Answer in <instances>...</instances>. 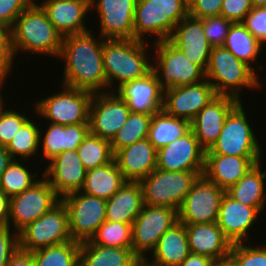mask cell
<instances>
[{
  "label": "cell",
  "mask_w": 266,
  "mask_h": 266,
  "mask_svg": "<svg viewBox=\"0 0 266 266\" xmlns=\"http://www.w3.org/2000/svg\"><path fill=\"white\" fill-rule=\"evenodd\" d=\"M178 222L177 210L144 204L132 224V250L139 258L152 252L162 235Z\"/></svg>",
  "instance_id": "obj_14"
},
{
  "label": "cell",
  "mask_w": 266,
  "mask_h": 266,
  "mask_svg": "<svg viewBox=\"0 0 266 266\" xmlns=\"http://www.w3.org/2000/svg\"><path fill=\"white\" fill-rule=\"evenodd\" d=\"M10 197L0 190V226H7L9 218Z\"/></svg>",
  "instance_id": "obj_53"
},
{
  "label": "cell",
  "mask_w": 266,
  "mask_h": 266,
  "mask_svg": "<svg viewBox=\"0 0 266 266\" xmlns=\"http://www.w3.org/2000/svg\"><path fill=\"white\" fill-rule=\"evenodd\" d=\"M222 2L223 0H190L188 15L197 19L221 16Z\"/></svg>",
  "instance_id": "obj_48"
},
{
  "label": "cell",
  "mask_w": 266,
  "mask_h": 266,
  "mask_svg": "<svg viewBox=\"0 0 266 266\" xmlns=\"http://www.w3.org/2000/svg\"><path fill=\"white\" fill-rule=\"evenodd\" d=\"M6 266H35L33 254L18 250L8 261Z\"/></svg>",
  "instance_id": "obj_51"
},
{
  "label": "cell",
  "mask_w": 266,
  "mask_h": 266,
  "mask_svg": "<svg viewBox=\"0 0 266 266\" xmlns=\"http://www.w3.org/2000/svg\"><path fill=\"white\" fill-rule=\"evenodd\" d=\"M48 163L42 174L60 198L83 188L87 170L77 150L65 151Z\"/></svg>",
  "instance_id": "obj_20"
},
{
  "label": "cell",
  "mask_w": 266,
  "mask_h": 266,
  "mask_svg": "<svg viewBox=\"0 0 266 266\" xmlns=\"http://www.w3.org/2000/svg\"><path fill=\"white\" fill-rule=\"evenodd\" d=\"M36 122L29 118L7 144L6 149L13 159L21 158L26 163L39 153L40 129Z\"/></svg>",
  "instance_id": "obj_37"
},
{
  "label": "cell",
  "mask_w": 266,
  "mask_h": 266,
  "mask_svg": "<svg viewBox=\"0 0 266 266\" xmlns=\"http://www.w3.org/2000/svg\"><path fill=\"white\" fill-rule=\"evenodd\" d=\"M130 112L125 100L116 92L93 94L89 107L90 133L111 142Z\"/></svg>",
  "instance_id": "obj_15"
},
{
  "label": "cell",
  "mask_w": 266,
  "mask_h": 266,
  "mask_svg": "<svg viewBox=\"0 0 266 266\" xmlns=\"http://www.w3.org/2000/svg\"><path fill=\"white\" fill-rule=\"evenodd\" d=\"M5 82H6L5 79L0 78V108H2L4 106V101H3L4 97L2 96L1 88L3 89V86H5L3 84H6Z\"/></svg>",
  "instance_id": "obj_59"
},
{
  "label": "cell",
  "mask_w": 266,
  "mask_h": 266,
  "mask_svg": "<svg viewBox=\"0 0 266 266\" xmlns=\"http://www.w3.org/2000/svg\"><path fill=\"white\" fill-rule=\"evenodd\" d=\"M143 206L141 183L127 181L111 198L106 200V220L132 225Z\"/></svg>",
  "instance_id": "obj_30"
},
{
  "label": "cell",
  "mask_w": 266,
  "mask_h": 266,
  "mask_svg": "<svg viewBox=\"0 0 266 266\" xmlns=\"http://www.w3.org/2000/svg\"><path fill=\"white\" fill-rule=\"evenodd\" d=\"M116 162L90 169L86 172L85 182L81 192L103 199L111 198L125 183Z\"/></svg>",
  "instance_id": "obj_32"
},
{
  "label": "cell",
  "mask_w": 266,
  "mask_h": 266,
  "mask_svg": "<svg viewBox=\"0 0 266 266\" xmlns=\"http://www.w3.org/2000/svg\"><path fill=\"white\" fill-rule=\"evenodd\" d=\"M9 31L15 58L18 51L59 57L63 36L36 0L17 17Z\"/></svg>",
  "instance_id": "obj_2"
},
{
  "label": "cell",
  "mask_w": 266,
  "mask_h": 266,
  "mask_svg": "<svg viewBox=\"0 0 266 266\" xmlns=\"http://www.w3.org/2000/svg\"><path fill=\"white\" fill-rule=\"evenodd\" d=\"M261 214L255 207L246 206L230 197L226 192L221 200L217 224L224 236L231 242L247 243L248 231Z\"/></svg>",
  "instance_id": "obj_23"
},
{
  "label": "cell",
  "mask_w": 266,
  "mask_h": 266,
  "mask_svg": "<svg viewBox=\"0 0 266 266\" xmlns=\"http://www.w3.org/2000/svg\"><path fill=\"white\" fill-rule=\"evenodd\" d=\"M212 266H238V264L231 255H228L227 257L214 261Z\"/></svg>",
  "instance_id": "obj_55"
},
{
  "label": "cell",
  "mask_w": 266,
  "mask_h": 266,
  "mask_svg": "<svg viewBox=\"0 0 266 266\" xmlns=\"http://www.w3.org/2000/svg\"><path fill=\"white\" fill-rule=\"evenodd\" d=\"M42 177H38V181L27 190L10 197L7 226L12 228L11 225H13V229L17 233L60 201V197L55 193L48 180L44 176Z\"/></svg>",
  "instance_id": "obj_11"
},
{
  "label": "cell",
  "mask_w": 266,
  "mask_h": 266,
  "mask_svg": "<svg viewBox=\"0 0 266 266\" xmlns=\"http://www.w3.org/2000/svg\"><path fill=\"white\" fill-rule=\"evenodd\" d=\"M97 1V2H96ZM137 0H90L100 18L99 36L104 39H133Z\"/></svg>",
  "instance_id": "obj_16"
},
{
  "label": "cell",
  "mask_w": 266,
  "mask_h": 266,
  "mask_svg": "<svg viewBox=\"0 0 266 266\" xmlns=\"http://www.w3.org/2000/svg\"><path fill=\"white\" fill-rule=\"evenodd\" d=\"M13 158L7 151L6 146L0 145V178L2 173L6 170L9 164L12 162Z\"/></svg>",
  "instance_id": "obj_54"
},
{
  "label": "cell",
  "mask_w": 266,
  "mask_h": 266,
  "mask_svg": "<svg viewBox=\"0 0 266 266\" xmlns=\"http://www.w3.org/2000/svg\"><path fill=\"white\" fill-rule=\"evenodd\" d=\"M114 161L126 181L141 182L156 169L157 149L146 138L117 150Z\"/></svg>",
  "instance_id": "obj_25"
},
{
  "label": "cell",
  "mask_w": 266,
  "mask_h": 266,
  "mask_svg": "<svg viewBox=\"0 0 266 266\" xmlns=\"http://www.w3.org/2000/svg\"><path fill=\"white\" fill-rule=\"evenodd\" d=\"M215 260L208 256L190 253L178 266H212Z\"/></svg>",
  "instance_id": "obj_52"
},
{
  "label": "cell",
  "mask_w": 266,
  "mask_h": 266,
  "mask_svg": "<svg viewBox=\"0 0 266 266\" xmlns=\"http://www.w3.org/2000/svg\"><path fill=\"white\" fill-rule=\"evenodd\" d=\"M259 74L225 47H212L205 76L213 85L216 95L231 96L242 101L240 96L243 87L262 89Z\"/></svg>",
  "instance_id": "obj_4"
},
{
  "label": "cell",
  "mask_w": 266,
  "mask_h": 266,
  "mask_svg": "<svg viewBox=\"0 0 266 266\" xmlns=\"http://www.w3.org/2000/svg\"><path fill=\"white\" fill-rule=\"evenodd\" d=\"M216 96L213 85L206 79L193 85L164 90L163 109L173 117L190 122Z\"/></svg>",
  "instance_id": "obj_18"
},
{
  "label": "cell",
  "mask_w": 266,
  "mask_h": 266,
  "mask_svg": "<svg viewBox=\"0 0 266 266\" xmlns=\"http://www.w3.org/2000/svg\"><path fill=\"white\" fill-rule=\"evenodd\" d=\"M0 108V145L7 146L21 126L29 119L17 109Z\"/></svg>",
  "instance_id": "obj_43"
},
{
  "label": "cell",
  "mask_w": 266,
  "mask_h": 266,
  "mask_svg": "<svg viewBox=\"0 0 266 266\" xmlns=\"http://www.w3.org/2000/svg\"><path fill=\"white\" fill-rule=\"evenodd\" d=\"M14 53L11 43H0V78L7 79L12 71Z\"/></svg>",
  "instance_id": "obj_50"
},
{
  "label": "cell",
  "mask_w": 266,
  "mask_h": 266,
  "mask_svg": "<svg viewBox=\"0 0 266 266\" xmlns=\"http://www.w3.org/2000/svg\"><path fill=\"white\" fill-rule=\"evenodd\" d=\"M60 200L67 209L69 232L74 241L90 240L106 220V199L76 191Z\"/></svg>",
  "instance_id": "obj_12"
},
{
  "label": "cell",
  "mask_w": 266,
  "mask_h": 266,
  "mask_svg": "<svg viewBox=\"0 0 266 266\" xmlns=\"http://www.w3.org/2000/svg\"><path fill=\"white\" fill-rule=\"evenodd\" d=\"M261 161V157L205 154L203 175L219 188L227 191Z\"/></svg>",
  "instance_id": "obj_26"
},
{
  "label": "cell",
  "mask_w": 266,
  "mask_h": 266,
  "mask_svg": "<svg viewBox=\"0 0 266 266\" xmlns=\"http://www.w3.org/2000/svg\"><path fill=\"white\" fill-rule=\"evenodd\" d=\"M190 251L219 260L230 255L231 242L224 236L217 222L185 225Z\"/></svg>",
  "instance_id": "obj_28"
},
{
  "label": "cell",
  "mask_w": 266,
  "mask_h": 266,
  "mask_svg": "<svg viewBox=\"0 0 266 266\" xmlns=\"http://www.w3.org/2000/svg\"><path fill=\"white\" fill-rule=\"evenodd\" d=\"M190 130L189 120L173 117L161 109L152 116L148 140L158 150L183 137Z\"/></svg>",
  "instance_id": "obj_34"
},
{
  "label": "cell",
  "mask_w": 266,
  "mask_h": 266,
  "mask_svg": "<svg viewBox=\"0 0 266 266\" xmlns=\"http://www.w3.org/2000/svg\"><path fill=\"white\" fill-rule=\"evenodd\" d=\"M204 34L212 47L223 46L233 22L223 16L202 18Z\"/></svg>",
  "instance_id": "obj_44"
},
{
  "label": "cell",
  "mask_w": 266,
  "mask_h": 266,
  "mask_svg": "<svg viewBox=\"0 0 266 266\" xmlns=\"http://www.w3.org/2000/svg\"><path fill=\"white\" fill-rule=\"evenodd\" d=\"M48 124L49 125L46 124L48 127L45 132L40 130L42 156L43 159L48 160V162L65 151L77 150L90 132L89 123L73 125Z\"/></svg>",
  "instance_id": "obj_27"
},
{
  "label": "cell",
  "mask_w": 266,
  "mask_h": 266,
  "mask_svg": "<svg viewBox=\"0 0 266 266\" xmlns=\"http://www.w3.org/2000/svg\"><path fill=\"white\" fill-rule=\"evenodd\" d=\"M77 153L87 171L106 165L114 160L111 142L90 132L77 148Z\"/></svg>",
  "instance_id": "obj_38"
},
{
  "label": "cell",
  "mask_w": 266,
  "mask_h": 266,
  "mask_svg": "<svg viewBox=\"0 0 266 266\" xmlns=\"http://www.w3.org/2000/svg\"><path fill=\"white\" fill-rule=\"evenodd\" d=\"M21 163L19 159H13L0 178V190L9 197L22 193L38 181V174H32L29 171L31 169H28L23 161Z\"/></svg>",
  "instance_id": "obj_40"
},
{
  "label": "cell",
  "mask_w": 266,
  "mask_h": 266,
  "mask_svg": "<svg viewBox=\"0 0 266 266\" xmlns=\"http://www.w3.org/2000/svg\"><path fill=\"white\" fill-rule=\"evenodd\" d=\"M225 190L200 175L178 209V221L184 225L217 222Z\"/></svg>",
  "instance_id": "obj_13"
},
{
  "label": "cell",
  "mask_w": 266,
  "mask_h": 266,
  "mask_svg": "<svg viewBox=\"0 0 266 266\" xmlns=\"http://www.w3.org/2000/svg\"><path fill=\"white\" fill-rule=\"evenodd\" d=\"M59 93L40 99L35 105L36 115L48 123L73 125L89 123V107L93 93L61 85Z\"/></svg>",
  "instance_id": "obj_9"
},
{
  "label": "cell",
  "mask_w": 266,
  "mask_h": 266,
  "mask_svg": "<svg viewBox=\"0 0 266 266\" xmlns=\"http://www.w3.org/2000/svg\"><path fill=\"white\" fill-rule=\"evenodd\" d=\"M189 61L206 71L212 46L204 34L202 19L187 15L176 26L168 39Z\"/></svg>",
  "instance_id": "obj_21"
},
{
  "label": "cell",
  "mask_w": 266,
  "mask_h": 266,
  "mask_svg": "<svg viewBox=\"0 0 266 266\" xmlns=\"http://www.w3.org/2000/svg\"><path fill=\"white\" fill-rule=\"evenodd\" d=\"M153 115L130 112L124 126L121 127L111 141L113 153L148 138L150 122Z\"/></svg>",
  "instance_id": "obj_39"
},
{
  "label": "cell",
  "mask_w": 266,
  "mask_h": 266,
  "mask_svg": "<svg viewBox=\"0 0 266 266\" xmlns=\"http://www.w3.org/2000/svg\"><path fill=\"white\" fill-rule=\"evenodd\" d=\"M39 5L63 37L89 31L85 18H89L90 0H43Z\"/></svg>",
  "instance_id": "obj_24"
},
{
  "label": "cell",
  "mask_w": 266,
  "mask_h": 266,
  "mask_svg": "<svg viewBox=\"0 0 266 266\" xmlns=\"http://www.w3.org/2000/svg\"><path fill=\"white\" fill-rule=\"evenodd\" d=\"M116 92L131 112L153 115L163 109L164 90L153 69L144 77L123 84Z\"/></svg>",
  "instance_id": "obj_22"
},
{
  "label": "cell",
  "mask_w": 266,
  "mask_h": 266,
  "mask_svg": "<svg viewBox=\"0 0 266 266\" xmlns=\"http://www.w3.org/2000/svg\"><path fill=\"white\" fill-rule=\"evenodd\" d=\"M239 102L231 96L216 95L191 121V130L205 150L217 141L226 117Z\"/></svg>",
  "instance_id": "obj_19"
},
{
  "label": "cell",
  "mask_w": 266,
  "mask_h": 266,
  "mask_svg": "<svg viewBox=\"0 0 266 266\" xmlns=\"http://www.w3.org/2000/svg\"><path fill=\"white\" fill-rule=\"evenodd\" d=\"M138 258L132 248L105 247L89 241L80 243L79 266H131Z\"/></svg>",
  "instance_id": "obj_33"
},
{
  "label": "cell",
  "mask_w": 266,
  "mask_h": 266,
  "mask_svg": "<svg viewBox=\"0 0 266 266\" xmlns=\"http://www.w3.org/2000/svg\"><path fill=\"white\" fill-rule=\"evenodd\" d=\"M91 31L63 37L58 57L65 63L61 85L104 93L108 90L102 56L104 38L93 37Z\"/></svg>",
  "instance_id": "obj_1"
},
{
  "label": "cell",
  "mask_w": 266,
  "mask_h": 266,
  "mask_svg": "<svg viewBox=\"0 0 266 266\" xmlns=\"http://www.w3.org/2000/svg\"><path fill=\"white\" fill-rule=\"evenodd\" d=\"M155 57L152 69L158 76L163 90L177 86L193 85L206 80L205 71L187 59L183 52L169 40L151 44ZM156 60V61H155Z\"/></svg>",
  "instance_id": "obj_7"
},
{
  "label": "cell",
  "mask_w": 266,
  "mask_h": 266,
  "mask_svg": "<svg viewBox=\"0 0 266 266\" xmlns=\"http://www.w3.org/2000/svg\"><path fill=\"white\" fill-rule=\"evenodd\" d=\"M19 233L8 226H0V266H6L19 250Z\"/></svg>",
  "instance_id": "obj_46"
},
{
  "label": "cell",
  "mask_w": 266,
  "mask_h": 266,
  "mask_svg": "<svg viewBox=\"0 0 266 266\" xmlns=\"http://www.w3.org/2000/svg\"><path fill=\"white\" fill-rule=\"evenodd\" d=\"M206 150L190 130L157 150L156 168L163 171H204Z\"/></svg>",
  "instance_id": "obj_17"
},
{
  "label": "cell",
  "mask_w": 266,
  "mask_h": 266,
  "mask_svg": "<svg viewBox=\"0 0 266 266\" xmlns=\"http://www.w3.org/2000/svg\"><path fill=\"white\" fill-rule=\"evenodd\" d=\"M252 8L250 0H223L221 16L233 23L242 22Z\"/></svg>",
  "instance_id": "obj_49"
},
{
  "label": "cell",
  "mask_w": 266,
  "mask_h": 266,
  "mask_svg": "<svg viewBox=\"0 0 266 266\" xmlns=\"http://www.w3.org/2000/svg\"><path fill=\"white\" fill-rule=\"evenodd\" d=\"M131 266H148L146 258H138Z\"/></svg>",
  "instance_id": "obj_58"
},
{
  "label": "cell",
  "mask_w": 266,
  "mask_h": 266,
  "mask_svg": "<svg viewBox=\"0 0 266 266\" xmlns=\"http://www.w3.org/2000/svg\"><path fill=\"white\" fill-rule=\"evenodd\" d=\"M187 15L186 0H137L133 39L147 42L149 35L156 38L153 43L168 40L176 24Z\"/></svg>",
  "instance_id": "obj_5"
},
{
  "label": "cell",
  "mask_w": 266,
  "mask_h": 266,
  "mask_svg": "<svg viewBox=\"0 0 266 266\" xmlns=\"http://www.w3.org/2000/svg\"><path fill=\"white\" fill-rule=\"evenodd\" d=\"M33 1L34 0H0V23L10 30L17 17Z\"/></svg>",
  "instance_id": "obj_47"
},
{
  "label": "cell",
  "mask_w": 266,
  "mask_h": 266,
  "mask_svg": "<svg viewBox=\"0 0 266 266\" xmlns=\"http://www.w3.org/2000/svg\"><path fill=\"white\" fill-rule=\"evenodd\" d=\"M148 44L134 39H104L102 56L108 89L111 87V91H115L152 70L153 62L147 56L150 55Z\"/></svg>",
  "instance_id": "obj_3"
},
{
  "label": "cell",
  "mask_w": 266,
  "mask_h": 266,
  "mask_svg": "<svg viewBox=\"0 0 266 266\" xmlns=\"http://www.w3.org/2000/svg\"><path fill=\"white\" fill-rule=\"evenodd\" d=\"M88 241L105 247L131 248L132 225L105 220Z\"/></svg>",
  "instance_id": "obj_41"
},
{
  "label": "cell",
  "mask_w": 266,
  "mask_h": 266,
  "mask_svg": "<svg viewBox=\"0 0 266 266\" xmlns=\"http://www.w3.org/2000/svg\"><path fill=\"white\" fill-rule=\"evenodd\" d=\"M72 241L68 212L60 200L48 212L19 232V248L24 252Z\"/></svg>",
  "instance_id": "obj_10"
},
{
  "label": "cell",
  "mask_w": 266,
  "mask_h": 266,
  "mask_svg": "<svg viewBox=\"0 0 266 266\" xmlns=\"http://www.w3.org/2000/svg\"><path fill=\"white\" fill-rule=\"evenodd\" d=\"M190 253L186 227L178 221L162 235L156 248L149 253L152 257L147 256L146 260L148 266H178Z\"/></svg>",
  "instance_id": "obj_29"
},
{
  "label": "cell",
  "mask_w": 266,
  "mask_h": 266,
  "mask_svg": "<svg viewBox=\"0 0 266 266\" xmlns=\"http://www.w3.org/2000/svg\"><path fill=\"white\" fill-rule=\"evenodd\" d=\"M230 255L238 266H266V244L256 247L244 243L232 244Z\"/></svg>",
  "instance_id": "obj_42"
},
{
  "label": "cell",
  "mask_w": 266,
  "mask_h": 266,
  "mask_svg": "<svg viewBox=\"0 0 266 266\" xmlns=\"http://www.w3.org/2000/svg\"><path fill=\"white\" fill-rule=\"evenodd\" d=\"M242 101L228 114L217 141L205 154H220L239 157H263Z\"/></svg>",
  "instance_id": "obj_8"
},
{
  "label": "cell",
  "mask_w": 266,
  "mask_h": 266,
  "mask_svg": "<svg viewBox=\"0 0 266 266\" xmlns=\"http://www.w3.org/2000/svg\"><path fill=\"white\" fill-rule=\"evenodd\" d=\"M262 162L251 168L226 193L236 201L246 206L255 207L260 213L266 207L265 178L266 171L262 172Z\"/></svg>",
  "instance_id": "obj_31"
},
{
  "label": "cell",
  "mask_w": 266,
  "mask_h": 266,
  "mask_svg": "<svg viewBox=\"0 0 266 266\" xmlns=\"http://www.w3.org/2000/svg\"><path fill=\"white\" fill-rule=\"evenodd\" d=\"M35 266H79L80 242L69 241L31 252Z\"/></svg>",
  "instance_id": "obj_36"
},
{
  "label": "cell",
  "mask_w": 266,
  "mask_h": 266,
  "mask_svg": "<svg viewBox=\"0 0 266 266\" xmlns=\"http://www.w3.org/2000/svg\"><path fill=\"white\" fill-rule=\"evenodd\" d=\"M0 43H11L9 29L0 23Z\"/></svg>",
  "instance_id": "obj_56"
},
{
  "label": "cell",
  "mask_w": 266,
  "mask_h": 266,
  "mask_svg": "<svg viewBox=\"0 0 266 266\" xmlns=\"http://www.w3.org/2000/svg\"><path fill=\"white\" fill-rule=\"evenodd\" d=\"M241 23L264 46L266 43V7H253Z\"/></svg>",
  "instance_id": "obj_45"
},
{
  "label": "cell",
  "mask_w": 266,
  "mask_h": 266,
  "mask_svg": "<svg viewBox=\"0 0 266 266\" xmlns=\"http://www.w3.org/2000/svg\"><path fill=\"white\" fill-rule=\"evenodd\" d=\"M223 47L255 71L256 69L252 65L257 61L259 55H261L262 48H264L241 22L232 23Z\"/></svg>",
  "instance_id": "obj_35"
},
{
  "label": "cell",
  "mask_w": 266,
  "mask_h": 266,
  "mask_svg": "<svg viewBox=\"0 0 266 266\" xmlns=\"http://www.w3.org/2000/svg\"><path fill=\"white\" fill-rule=\"evenodd\" d=\"M200 175L203 171H163L156 168L140 182L144 204L178 211Z\"/></svg>",
  "instance_id": "obj_6"
},
{
  "label": "cell",
  "mask_w": 266,
  "mask_h": 266,
  "mask_svg": "<svg viewBox=\"0 0 266 266\" xmlns=\"http://www.w3.org/2000/svg\"><path fill=\"white\" fill-rule=\"evenodd\" d=\"M252 7H266V0H250Z\"/></svg>",
  "instance_id": "obj_57"
}]
</instances>
